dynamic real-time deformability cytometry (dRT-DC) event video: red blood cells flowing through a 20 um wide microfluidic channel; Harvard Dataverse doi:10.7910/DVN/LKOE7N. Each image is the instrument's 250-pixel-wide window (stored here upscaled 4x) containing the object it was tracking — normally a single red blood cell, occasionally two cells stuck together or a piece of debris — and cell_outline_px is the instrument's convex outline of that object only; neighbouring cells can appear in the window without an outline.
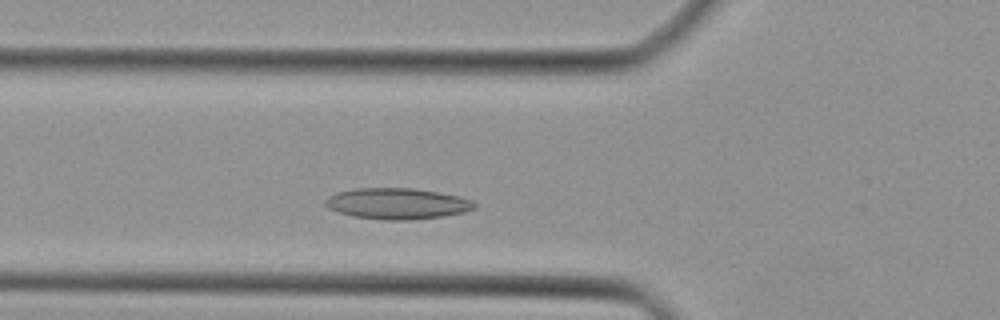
{"species": "Egyptian fruit bat (a non-hibernating species)", "species_latin": "Rousettus aegyptiacus", "temperature_condition": "cold", "stored_images_in_passage": 35, "camera_frame_rate_fps": 3000, "um_per_image_px": 0.085, "animal": {"sex": "female"}, "frame": {"image": 1, "passage_image": 6, "time_ms": 1.667, "image_size_px": [1000, 320], "cell_outline_px": [[476, 208], [464, 212], [444, 216], [408, 220], [384, 220], [352, 216], [336, 212], [328, 208], [324, 204], [324, 200], [328, 196], [336, 192], [356, 188], [412, 188], [440, 192], [472, 200], [476, 204]], "centroid_in_image_um": [33.72, 17.31], "position_along_channel_um": 92.1, "area_um2": 27.17}}
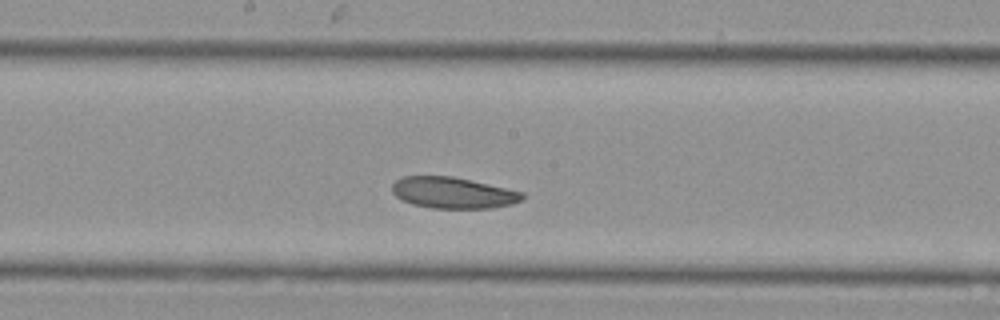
{"frame": {"image": 2, "passage_image": 14, "time_ms": 4.333, "image_size_px": [1000, 320], "cell_outline_px": [[524, 196], [520, 200], [512, 204], [492, 208], [432, 208], [412, 204], [400, 200], [392, 192], [392, 184], [396, 180], [404, 176], [452, 176], [524, 192]], "centroid_in_image_um": [38.47, 16.39], "position_along_channel_um": 209.7, "area_um2": 23.64}}
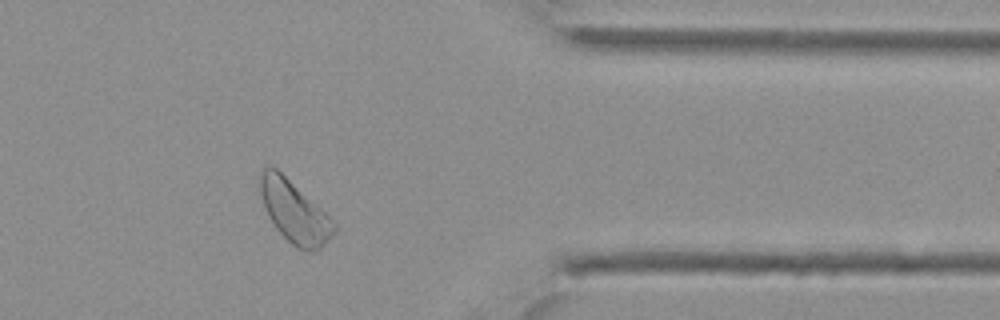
{"frame": {"image": 3, "passage_image": 27, "time_ms": 8.667, "image_size_px": [1000, 320], "cell_outline_px": [[336, 228], [332, 236], [316, 252], [308, 252], [292, 244], [276, 228], [268, 216], [260, 192], [256, 176], [264, 168], [276, 168], [320, 208], [336, 224]], "centroid_in_image_um": [25.0, 18.0], "position_along_channel_um": 386.4, "area_um2": 26.13}}